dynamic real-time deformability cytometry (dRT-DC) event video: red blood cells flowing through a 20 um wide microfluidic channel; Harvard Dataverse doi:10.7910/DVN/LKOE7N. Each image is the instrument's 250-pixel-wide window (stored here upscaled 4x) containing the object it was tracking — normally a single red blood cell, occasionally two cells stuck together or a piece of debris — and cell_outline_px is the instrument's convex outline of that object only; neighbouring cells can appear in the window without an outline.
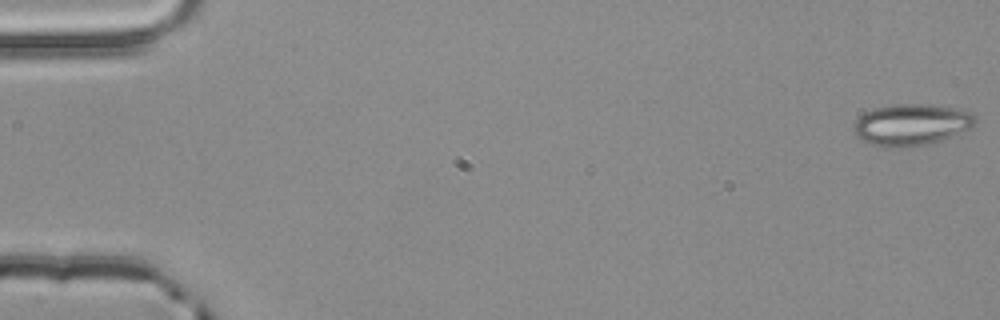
{"species": "common noctule bat (a hibernating species)", "species_latin": "Nyctalus noctula", "temperature_condition": "room temperature", "stored_images_in_passage": 3, "camera_frame_rate_fps": 3000, "um_per_image_px": 0.085, "animal": {"sex": "male", "body_mass_g": 20.4}, "frame": {"image": 1, "passage_image": 1, "time_ms": 0.0, "image_size_px": [1000, 320], "cell_outline_px": [[976, 124], [972, 128], [952, 136], [924, 144], [900, 148], [888, 148], [872, 144], [860, 140], [856, 136], [852, 128], [856, 120], [864, 112], [876, 108], [896, 104], [924, 104], [956, 108], [972, 112], [976, 116]], "centroid_in_image_um": [77.46, 10.6], "position_along_channel_um": 7.5, "area_um2": 29.48}}